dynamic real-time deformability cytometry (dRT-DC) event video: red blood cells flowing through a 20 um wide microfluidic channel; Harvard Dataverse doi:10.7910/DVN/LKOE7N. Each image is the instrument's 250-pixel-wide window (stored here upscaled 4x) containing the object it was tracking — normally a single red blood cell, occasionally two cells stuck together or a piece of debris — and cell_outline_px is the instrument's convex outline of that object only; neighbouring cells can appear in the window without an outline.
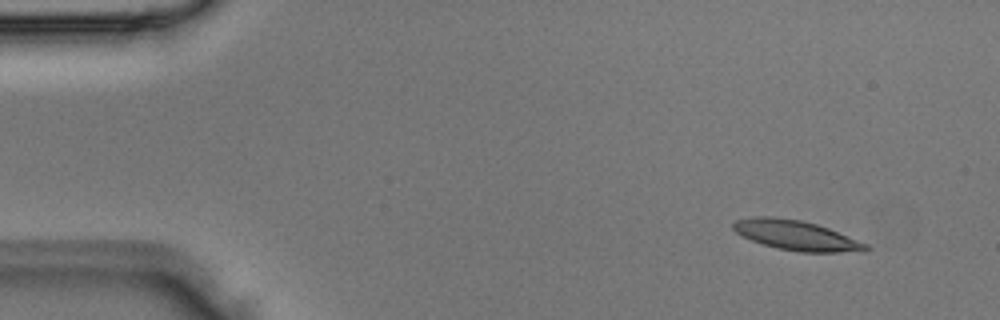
{"species": "Egyptian fruit bat (a non-hibernating species)", "species_latin": "Rousettus aegyptiacus", "temperature_condition": "room temperature", "stored_images_in_passage": 3, "camera_frame_rate_fps": 3000, "um_per_image_px": 0.085, "animal": {"sex": "male"}, "frame": {"image": 1, "passage_image": 1, "time_ms": 0.0, "image_size_px": [1000, 320], "cell_outline_px": [[872, 248], [868, 252], [800, 252], [776, 248], [752, 240], [736, 232], [732, 228], [732, 224], [736, 220], [756, 216], [768, 216], [800, 220], [816, 224], [828, 228], [868, 244]], "centroid_in_image_um": [67.73, 20.02], "position_along_channel_um": 17.3, "area_um2": 23.0}}
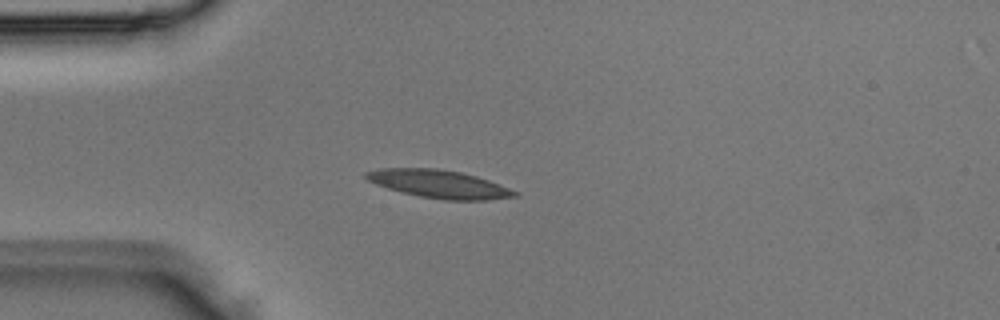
{"frame": {"image": 2, "passage_image": 3, "time_ms": 0.667, "image_size_px": [1000, 320], "cell_outline_px": [[520, 196], [488, 200], [444, 200], [420, 196], [388, 188], [376, 184], [368, 180], [364, 176], [364, 172], [380, 168], [436, 168], [460, 172], [476, 176], [500, 184], [520, 192]], "centroid_in_image_um": [37.36, 15.64], "position_along_channel_um": 47.6, "area_um2": 24.28}}